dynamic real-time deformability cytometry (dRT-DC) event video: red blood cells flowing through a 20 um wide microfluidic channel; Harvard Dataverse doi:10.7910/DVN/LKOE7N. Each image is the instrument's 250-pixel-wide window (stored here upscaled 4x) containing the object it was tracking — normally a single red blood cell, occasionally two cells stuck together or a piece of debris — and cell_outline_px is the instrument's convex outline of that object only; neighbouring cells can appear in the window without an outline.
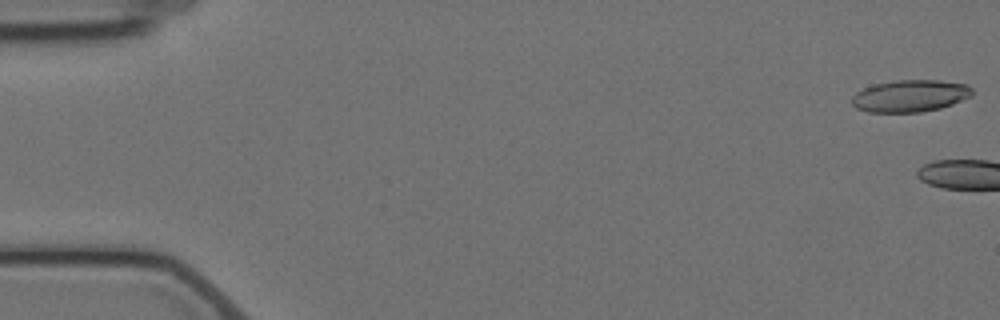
{"species": "Egyptian fruit bat (a non-hibernating species)", "species_latin": "Rousettus aegyptiacus", "temperature_condition": "cold", "stored_images_in_passage": 3, "camera_frame_rate_fps": 3000, "um_per_image_px": 0.085, "animal": {"sex": "female"}, "frame": {"image": 1, "passage_image": 1, "time_ms": 0.0, "image_size_px": [1000, 320], "cell_outline_px": [[972, 96], [952, 104], [940, 108], [920, 112], [868, 112], [856, 108], [852, 104], [852, 96], [856, 92], [864, 88], [876, 84], [896, 80], [940, 80], [968, 84], [972, 88]], "centroid_in_image_um": [77.38, 8.15], "position_along_channel_um": 7.6, "area_um2": 22.48}}